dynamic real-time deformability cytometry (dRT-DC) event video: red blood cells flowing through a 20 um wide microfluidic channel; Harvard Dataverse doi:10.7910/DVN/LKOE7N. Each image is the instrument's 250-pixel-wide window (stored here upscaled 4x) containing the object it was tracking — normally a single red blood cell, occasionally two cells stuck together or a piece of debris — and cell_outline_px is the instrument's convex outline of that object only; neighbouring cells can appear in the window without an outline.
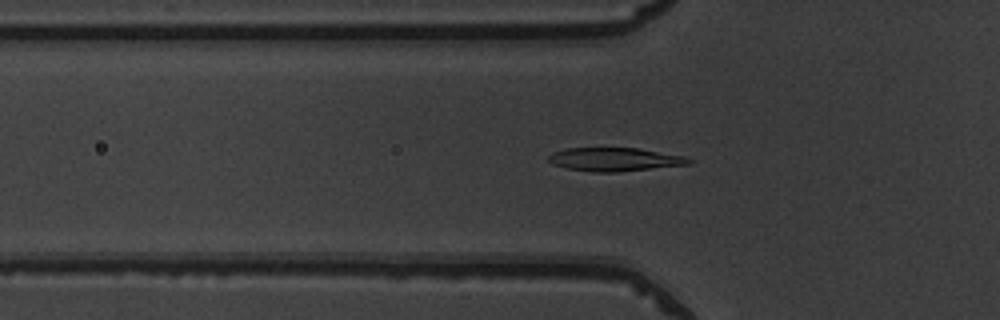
{"species": "common noctule bat (a hibernating species)", "species_latin": "Nyctalus noctula", "temperature_condition": "warm", "stored_images_in_passage": 34, "camera_frame_rate_fps": 3000, "um_per_image_px": 0.085, "animal": {"sex": "male", "body_mass_g": 19.5, "forearm_length_mm": 54.6}, "frame": {"image": 1, "passage_image": 9, "time_ms": 2.667, "image_size_px": [1000, 320], "cell_outline_px": [[692, 164], [616, 172], [592, 172], [568, 168], [552, 164], [548, 160], [548, 156], [552, 152], [564, 148], [636, 148], [684, 156], [692, 160]], "centroid_in_image_um": [52.22, 13.55], "position_along_channel_um": 73.6, "area_um2": 19.13}}
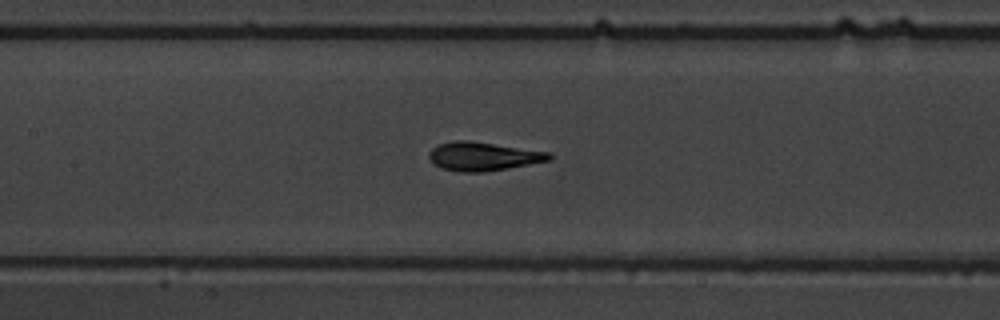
{"frame": {"image": 2, "passage_image": 16, "time_ms": 5.0, "image_size_px": [1000, 320], "cell_outline_px": [[552, 160], [508, 168], [484, 172], [460, 172], [440, 168], [432, 164], [428, 156], [428, 152], [432, 148], [440, 144], [456, 140], [468, 140], [552, 152]], "centroid_in_image_um": [41.07, 13.29], "position_along_channel_um": 166.3, "area_um2": 20.29}}
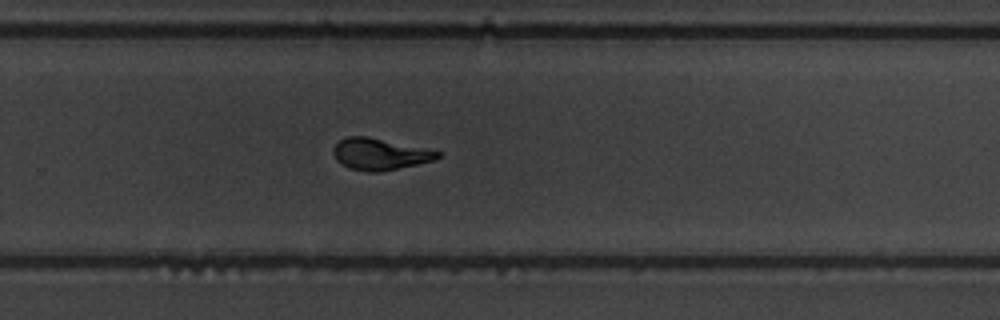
{"frame": {"image": 3, "passage_image": 26, "time_ms": 8.333, "image_size_px": [1000, 320], "cell_outline_px": [[440, 156], [436, 160], [380, 172], [364, 172], [348, 168], [340, 164], [336, 160], [332, 152], [332, 148], [340, 140], [348, 136], [368, 136], [440, 152]], "centroid_in_image_um": [32.22, 13.11], "position_along_channel_um": 297.6, "area_um2": 19.19}}